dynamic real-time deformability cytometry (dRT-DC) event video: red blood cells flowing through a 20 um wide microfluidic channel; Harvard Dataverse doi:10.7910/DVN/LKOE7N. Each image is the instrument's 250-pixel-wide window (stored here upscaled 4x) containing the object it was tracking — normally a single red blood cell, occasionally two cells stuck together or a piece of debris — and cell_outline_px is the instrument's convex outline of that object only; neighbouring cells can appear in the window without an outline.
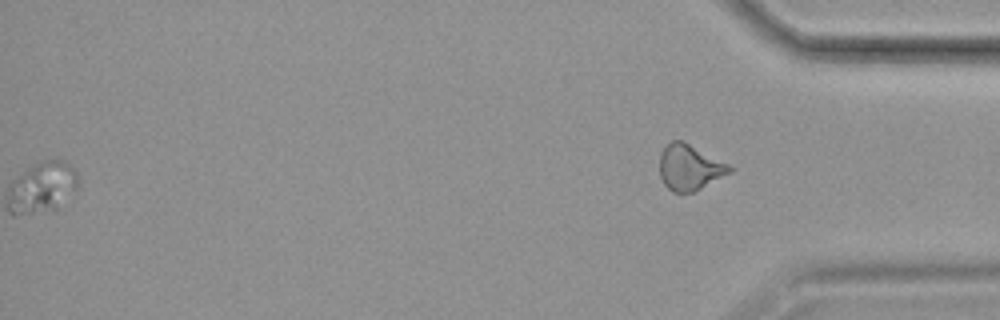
{"species": "common noctule bat (a hibernating species)", "species_latin": "Nyctalus noctula", "temperature_condition": "cold", "stored_images_in_passage": 57, "segment_of_instrument_passage": [2, 2], "camera_frame_rate_fps": 3000, "um_per_image_px": 0.085, "animal": {"sex": "female", "body_mass_g": 19.9}, "frame": {"image": 1, "passage_image": 57, "time_ms": 18.667, "image_size_px": [1000, 320], "cell_outline_px": [[732, 172], [692, 192], [672, 192], [664, 184], [660, 176], [660, 152], [672, 140], [684, 140], [728, 164], [732, 168]], "centroid_in_image_um": [58.6, 14.21], "position_along_channel_um": 376.6, "area_um2": 18.5}}